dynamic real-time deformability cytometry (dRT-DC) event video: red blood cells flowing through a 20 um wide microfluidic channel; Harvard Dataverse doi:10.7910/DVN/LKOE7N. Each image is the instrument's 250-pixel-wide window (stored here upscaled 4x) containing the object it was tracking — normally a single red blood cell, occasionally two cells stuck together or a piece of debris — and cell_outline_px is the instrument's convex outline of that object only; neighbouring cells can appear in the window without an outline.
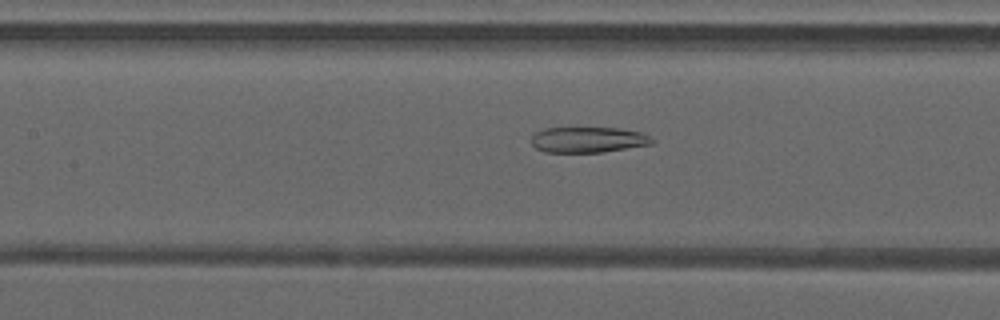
{"species": "common noctule bat (a hibernating species)", "species_latin": "Nyctalus noctula", "temperature_condition": "warm", "stored_images_in_passage": 35, "camera_frame_rate_fps": 3000, "um_per_image_px": 0.085, "animal": {"sex": "male", "forearm_length_mm": 52.5}, "frame": {"image": 1, "passage_image": 9, "time_ms": 2.667, "image_size_px": [1000, 320], "cell_outline_px": [[656, 140], [652, 144], [600, 152], [544, 152], [536, 148], [532, 144], [532, 136], [536, 132], [544, 128], [620, 128], [640, 132]], "centroid_in_image_um": [49.98, 11.87], "position_along_channel_um": 157.4, "area_um2": 17.92}}
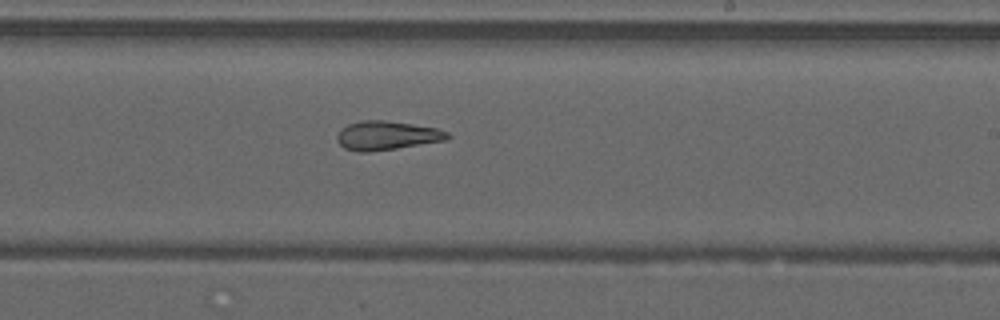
{"frame": {"image": 2, "passage_image": 16, "time_ms": 5.0, "image_size_px": [1000, 320], "cell_outline_px": [[452, 136], [448, 140], [396, 148], [368, 152], [356, 152], [344, 148], [336, 140], [336, 136], [348, 124], [360, 120], [384, 120], [412, 124], [436, 128], [448, 132]], "centroid_in_image_um": [32.89, 11.52], "position_along_channel_um": 256.1, "area_um2": 18.61}}
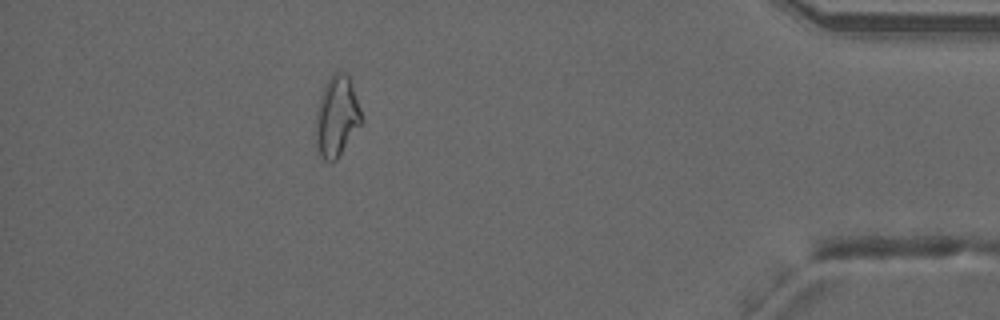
{"frame": {"image": 3, "passage_image": 30, "time_ms": 9.667, "image_size_px": [1000, 320], "cell_outline_px": [[360, 124], [336, 160], [324, 160], [316, 152], [316, 112], [324, 88], [328, 80], [336, 72], [344, 72], [348, 76], [360, 108]], "centroid_in_image_um": [28.59, 9.93], "position_along_channel_um": 406.6, "area_um2": 20.63}, "authors_computed_cell_mechanics": {"area_um2": 19.4786, "velocity_mm_per_s": 4.2402, "shape_relaxation_time_tau1_ms": null, "shape_relaxation_time_tau2_ms": 3.6422, "deformation_change_tau1": null, "deformation_change_tau2": 0.1403}}